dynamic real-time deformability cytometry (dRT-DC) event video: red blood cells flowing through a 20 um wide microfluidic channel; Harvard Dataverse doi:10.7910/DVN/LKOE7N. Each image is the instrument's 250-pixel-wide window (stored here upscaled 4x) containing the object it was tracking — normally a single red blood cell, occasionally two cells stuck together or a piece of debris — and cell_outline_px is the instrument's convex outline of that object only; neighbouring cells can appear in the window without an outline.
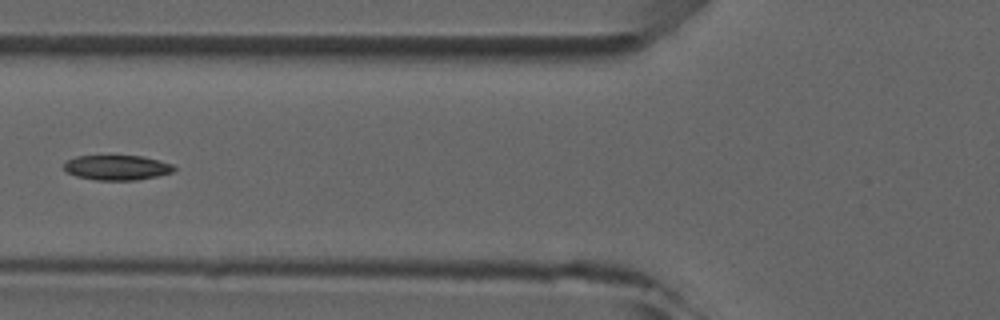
{"species": "common noctule bat (a hibernating species)", "species_latin": "Nyctalus noctula", "temperature_condition": "room temperature", "stored_images_in_passage": 7, "camera_frame_rate_fps": 3000, "um_per_image_px": 0.085, "animal": {"sex": "male", "forearm_length_mm": 52.5}, "frame": {"image": 1, "passage_image": 6, "time_ms": 5.667, "image_size_px": [1000, 320], "cell_outline_px": [[176, 168], [172, 172], [156, 176], [136, 180], [96, 180], [76, 176], [68, 172], [64, 168], [64, 160], [76, 156], [140, 156], [172, 164]], "centroid_in_image_um": [9.89, 14.24], "position_along_channel_um": 115.9, "area_um2": 15.84}}
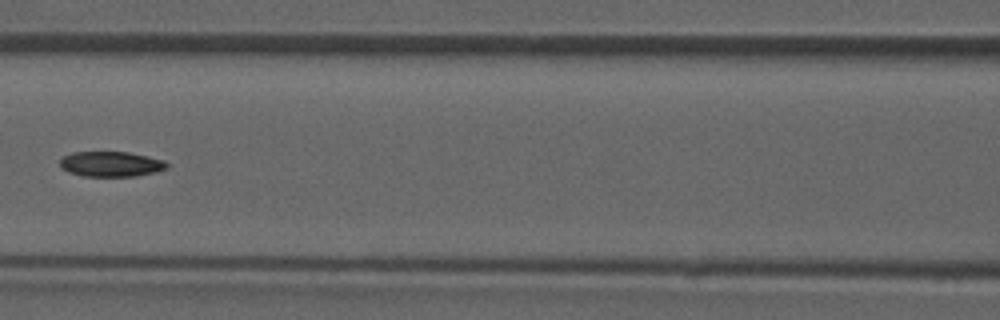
{"frame": {"image": 2, "passage_image": 7, "time_ms": 6.667, "image_size_px": [1000, 320], "cell_outline_px": [[168, 168], [156, 172], [136, 176], [84, 176], [68, 172], [60, 168], [60, 160], [64, 156], [72, 152], [128, 152], [148, 156], [164, 160], [168, 164]], "centroid_in_image_um": [9.44, 13.94], "position_along_channel_um": 157.2, "area_um2": 15.78}}